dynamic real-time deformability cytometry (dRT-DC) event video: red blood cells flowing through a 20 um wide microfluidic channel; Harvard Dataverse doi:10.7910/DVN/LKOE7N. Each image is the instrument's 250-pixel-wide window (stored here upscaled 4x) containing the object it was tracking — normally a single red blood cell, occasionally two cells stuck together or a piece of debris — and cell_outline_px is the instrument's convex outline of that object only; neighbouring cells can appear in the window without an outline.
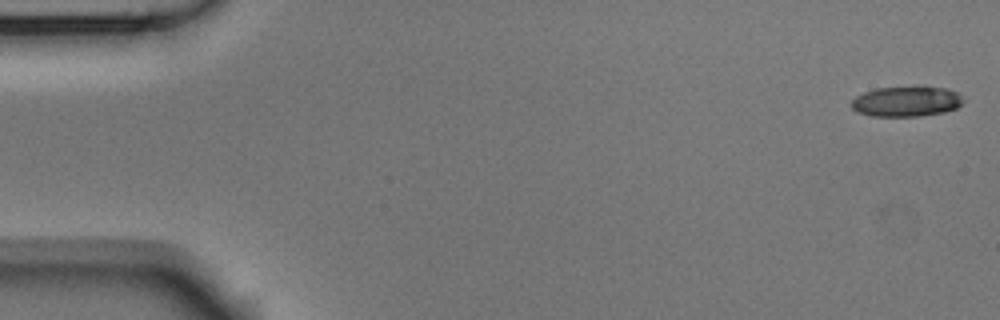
{"species": "Egyptian fruit bat (a non-hibernating species)", "species_latin": "Rousettus aegyptiacus", "temperature_condition": "room temperature", "stored_images_in_passage": 54, "camera_frame_rate_fps": 3000, "um_per_image_px": 0.085, "animal": {"sex": "male"}, "frame": {"image": 1, "passage_image": 1, "time_ms": 0.0, "image_size_px": [1000, 320], "cell_outline_px": [[964, 100], [956, 108], [944, 112], [920, 116], [872, 116], [856, 112], [852, 108], [852, 100], [856, 96], [864, 92], [876, 88], [948, 88], [956, 92]], "centroid_in_image_um": [77.01, 8.64], "position_along_channel_um": 8.0, "area_um2": 19.31}}
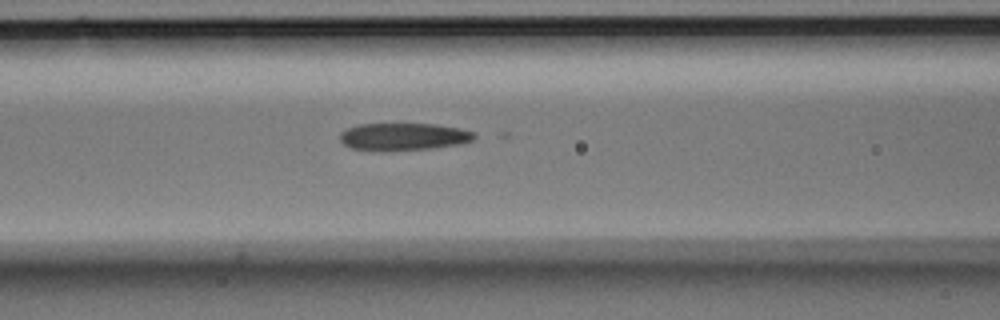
{"frame": {"image": 2, "passage_image": 22, "time_ms": 7.0, "image_size_px": [1000, 320], "cell_outline_px": [[476, 136], [472, 140], [460, 144], [432, 148], [384, 152], [380, 152], [352, 148], [344, 144], [340, 140], [340, 132], [348, 128], [360, 124], [436, 124], [460, 128], [472, 132]], "centroid_in_image_um": [34.27, 11.63], "position_along_channel_um": 132.3, "area_um2": 21.62}}
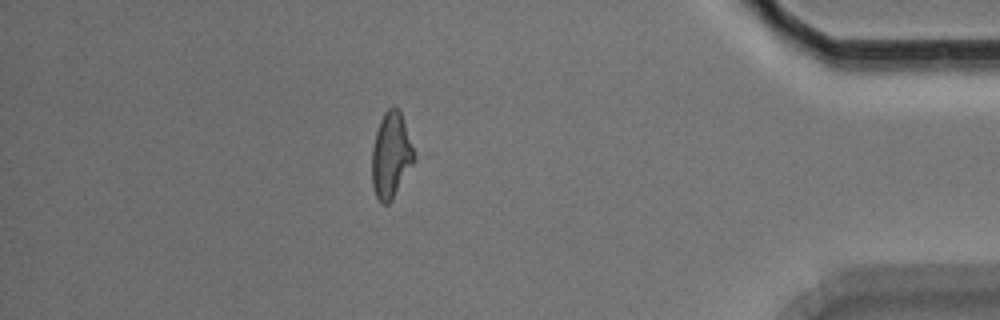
{"frame": {"image": 3, "passage_image": 47, "time_ms": 15.333, "image_size_px": [1000, 320], "cell_outline_px": [[420, 160], [392, 200], [388, 204], [380, 204], [376, 196], [372, 184], [372, 148], [376, 132], [380, 120], [384, 112], [388, 108], [400, 108], [420, 156]], "centroid_in_image_um": [33.35, 13.21], "position_along_channel_um": 401.8, "area_um2": 22.66}}